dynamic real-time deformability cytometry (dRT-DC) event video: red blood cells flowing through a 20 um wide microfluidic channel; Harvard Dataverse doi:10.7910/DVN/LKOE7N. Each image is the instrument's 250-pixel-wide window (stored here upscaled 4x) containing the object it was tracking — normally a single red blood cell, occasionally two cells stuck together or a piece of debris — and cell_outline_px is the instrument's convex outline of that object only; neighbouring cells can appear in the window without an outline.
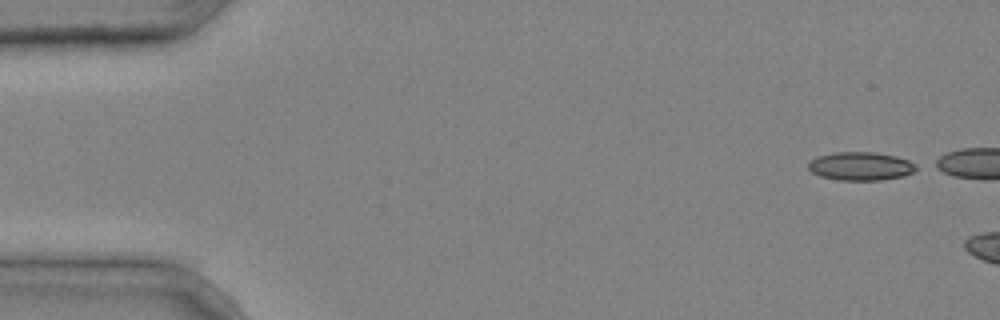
{"species": "common noctule bat (a hibernating species)", "species_latin": "Nyctalus noctula", "temperature_condition": "cold", "stored_images_in_passage": 2, "camera_frame_rate_fps": 3000, "um_per_image_px": 0.085, "animal": {"sex": "male", "body_mass_g": 20.4}, "frame": {"image": 1, "passage_image": 1, "time_ms": 0.0, "image_size_px": [1000, 320], "cell_outline_px": [[920, 168], [904, 176], [884, 180], [840, 180], [820, 176], [812, 172], [808, 168], [808, 160], [816, 156], [836, 152], [876, 152], [896, 156], [908, 160], [916, 164]], "centroid_in_image_um": [73.16, 14.12], "position_along_channel_um": 11.8, "area_um2": 18.09}}